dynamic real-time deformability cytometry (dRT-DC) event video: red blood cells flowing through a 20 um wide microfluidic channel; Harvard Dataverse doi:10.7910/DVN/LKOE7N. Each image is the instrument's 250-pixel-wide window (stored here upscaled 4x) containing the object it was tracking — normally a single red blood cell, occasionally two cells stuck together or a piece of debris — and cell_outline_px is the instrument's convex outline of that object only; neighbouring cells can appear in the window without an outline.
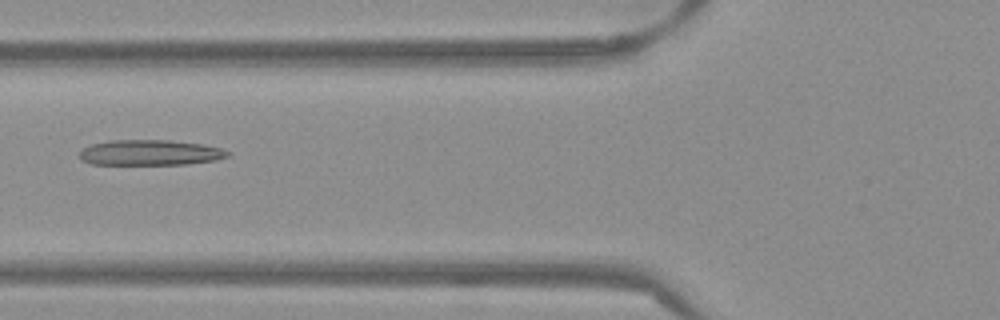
{"species": "Egyptian fruit bat (a non-hibernating species)", "species_latin": "Rousettus aegyptiacus", "temperature_condition": "warm", "stored_images_in_passage": 52, "camera_frame_rate_fps": 3000, "um_per_image_px": 0.085, "frame": {"image": 1, "passage_image": 20, "time_ms": 6.333, "image_size_px": [1000, 320], "cell_outline_px": [[232, 156], [216, 160], [184, 164], [92, 164], [80, 160], [80, 152], [84, 148], [92, 144], [108, 140], [168, 140], [204, 144], [224, 148], [232, 152]], "centroid_in_image_um": [12.83, 12.97], "position_along_channel_um": 113.0, "area_um2": 22.2}}
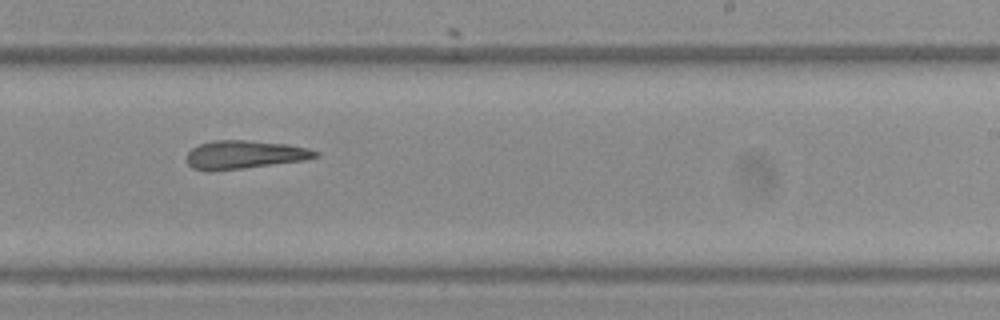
{"frame": {"image": 2, "passage_image": 32, "time_ms": 10.333, "image_size_px": [1000, 320], "cell_outline_px": [[320, 156], [304, 160], [244, 168], [208, 172], [192, 168], [188, 164], [188, 152], [192, 148], [200, 144], [212, 140], [248, 140], [288, 144], [308, 148], [320, 152]], "centroid_in_image_um": [20.79, 13.15], "position_along_channel_um": 268.2, "area_um2": 21.39}}
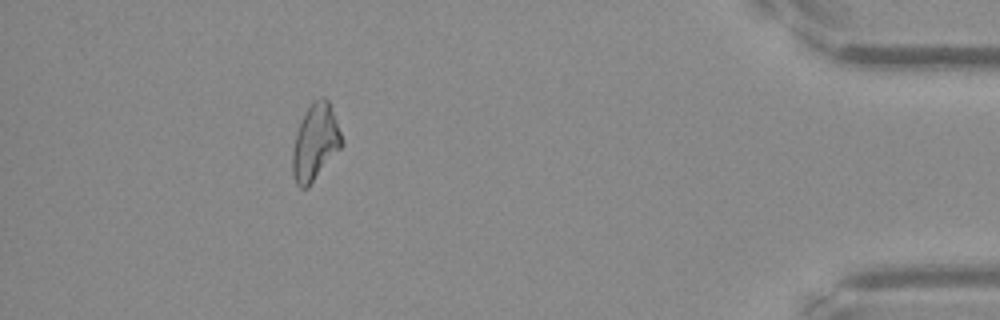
{"frame": {"image": 3, "passage_image": 47, "time_ms": 15.333, "image_size_px": [1000, 320], "cell_outline_px": [[344, 144], [308, 188], [300, 188], [296, 184], [292, 176], [292, 148], [296, 132], [312, 100], [320, 96], [324, 96], [328, 100], [340, 132]], "centroid_in_image_um": [26.78, 12.12], "position_along_channel_um": 408.4, "area_um2": 21.85}, "authors_computed_cell_mechanics": {"area_um2": 22.0507, "velocity_mm_per_s": 3.8789, "shape_relaxation_time_tau1_ms": null, "shape_relaxation_time_tau2_ms": 6.6386, "deformation_change_tau1": null, "deformation_change_tau2": 0.214}}